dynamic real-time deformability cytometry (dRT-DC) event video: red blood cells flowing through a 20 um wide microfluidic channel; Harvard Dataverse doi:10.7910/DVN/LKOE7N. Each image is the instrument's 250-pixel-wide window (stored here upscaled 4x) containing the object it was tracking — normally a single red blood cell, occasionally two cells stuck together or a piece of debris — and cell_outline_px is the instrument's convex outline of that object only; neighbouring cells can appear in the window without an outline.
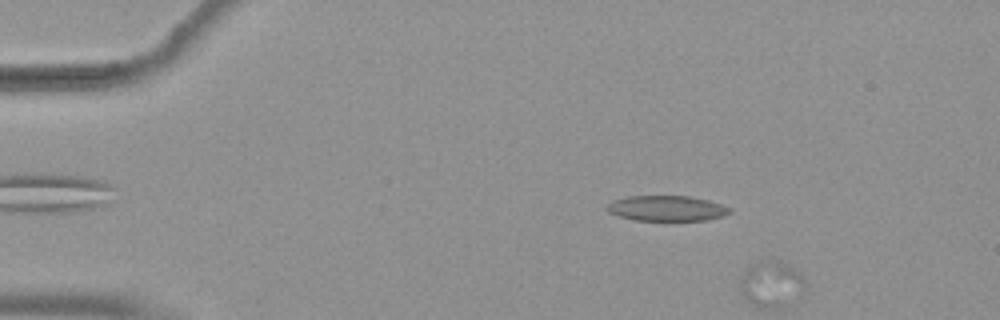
{"species": "common noctule bat (a hibernating species)", "species_latin": "Nyctalus noctula", "temperature_condition": "warm", "stored_images_in_passage": 10, "segment_of_instrument_passage": [1, 2], "camera_frame_rate_fps": 3000, "um_per_image_px": 0.085, "animal": {"sex": "female", "body_mass_g": 19.9}, "frame": {"image": 1, "passage_image": 9, "time_ms": 2.667, "image_size_px": [1000, 320], "cell_outline_px": [[732, 212], [724, 216], [708, 220], [632, 220], [616, 216], [608, 212], [604, 208], [612, 200], [628, 196], [688, 196], [708, 200], [732, 208]], "centroid_in_image_um": [56.65, 17.71], "position_along_channel_um": 28.4, "area_um2": 18.38}}